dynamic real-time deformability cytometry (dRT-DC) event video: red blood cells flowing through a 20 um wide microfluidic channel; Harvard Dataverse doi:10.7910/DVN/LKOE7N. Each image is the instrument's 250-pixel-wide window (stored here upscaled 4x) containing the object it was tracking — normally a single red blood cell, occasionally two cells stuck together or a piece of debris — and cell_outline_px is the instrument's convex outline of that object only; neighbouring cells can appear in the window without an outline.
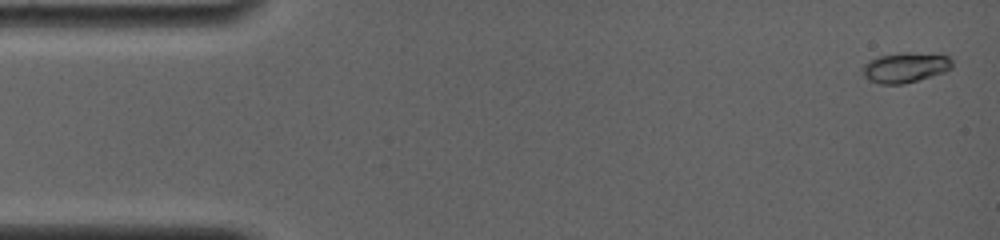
{"species": "common noctule bat (a hibernating species)", "species_latin": "Nyctalus noctula", "temperature_condition": "room temperature", "stored_images_in_passage": 8, "camera_frame_rate_fps": 4000, "um_per_image_px": 0.085, "animal": {"sex": "female", "body_mass_g": 19.0, "forearm_length_mm": 56.7}, "frame": {"image": 1, "passage_image": 1, "time_ms": 0.0, "image_size_px": [1000, 240], "cell_outline_px": [[952, 68], [944, 72], [904, 84], [880, 84], [868, 80], [864, 76], [860, 68], [868, 60], [880, 56], [904, 52], [908, 52], [948, 56], [952, 60]], "centroid_in_image_um": [76.9, 5.74], "position_along_channel_um": 8.1, "area_um2": 15.72}}
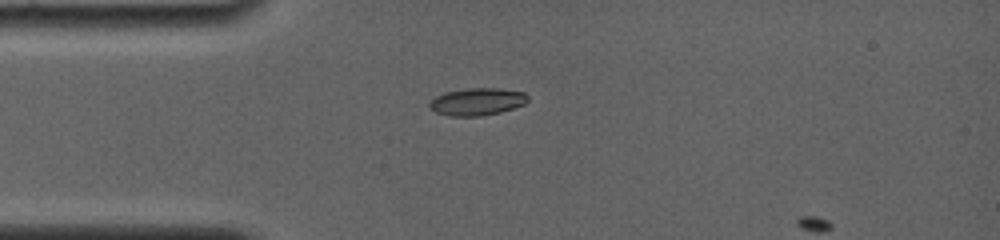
{"frame": {"image": 2, "passage_image": 7, "time_ms": 3.75, "image_size_px": [1000, 240], "cell_outline_px": [[528, 100], [524, 104], [500, 112], [480, 116], [452, 116], [436, 112], [428, 108], [428, 104], [436, 96], [444, 92], [468, 88], [496, 88], [524, 92], [528, 96]], "centroid_in_image_um": [40.53, 8.64], "position_along_channel_um": 44.5, "area_um2": 15.61}}